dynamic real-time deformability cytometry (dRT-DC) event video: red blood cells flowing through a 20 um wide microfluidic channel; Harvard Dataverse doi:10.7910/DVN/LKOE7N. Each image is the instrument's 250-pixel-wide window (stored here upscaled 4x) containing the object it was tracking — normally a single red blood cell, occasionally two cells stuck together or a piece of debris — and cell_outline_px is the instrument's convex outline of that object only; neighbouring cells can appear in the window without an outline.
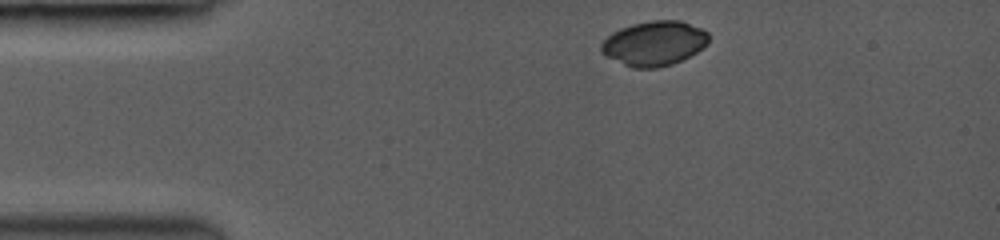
{"species": "common noctule bat (a hibernating species)", "species_latin": "Nyctalus noctula", "temperature_condition": "room temperature", "stored_images_in_passage": 14, "camera_frame_rate_fps": 3000, "um_per_image_px": 0.085, "animal": {"sex": "female", "body_mass_g": 19.0, "forearm_length_mm": 53.3}, "frame": {"image": 1, "passage_image": 1, "time_ms": 0.0, "image_size_px": [1000, 240], "cell_outline_px": [[708, 44], [704, 48], [672, 64], [656, 68], [632, 68], [600, 52], [600, 44], [612, 32], [620, 28], [632, 24], [652, 20], [680, 20], [700, 28], [708, 32]], "centroid_in_image_um": [55.61, 3.68], "position_along_channel_um": 29.4, "area_um2": 27.86}}
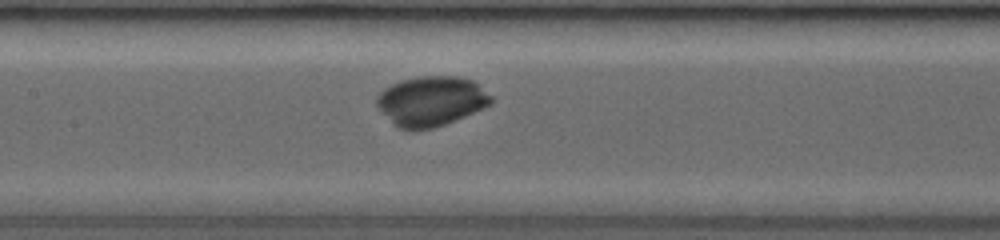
{"frame": {"image": 2, "passage_image": 10, "time_ms": 4.667, "image_size_px": [1000, 240], "cell_outline_px": [[492, 104], [464, 116], [444, 124], [432, 128], [416, 132], [400, 128], [392, 124], [376, 104], [376, 96], [384, 88], [400, 80], [416, 76], [460, 76], [472, 80], [480, 84], [492, 96]], "centroid_in_image_um": [36.64, 8.59], "position_along_channel_um": 170.8, "area_um2": 33.52}}
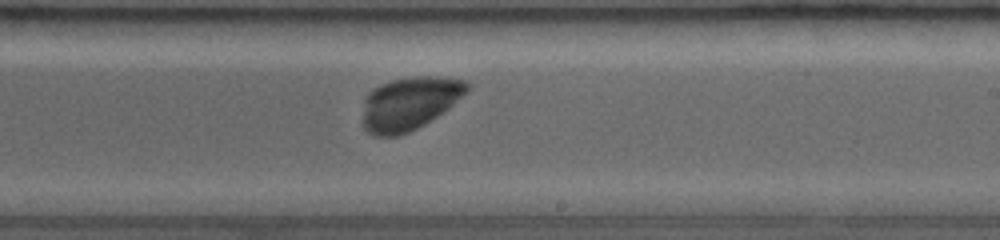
{"frame": {"image": 3, "passage_image": 14, "time_ms": 6.667, "image_size_px": [1000, 240], "cell_outline_px": [[472, 88], [468, 92], [444, 112], [424, 124], [400, 136], [376, 136], [368, 132], [364, 128], [364, 100], [368, 92], [372, 88], [380, 84], [392, 80], [416, 76], [436, 76], [468, 80], [472, 84]], "centroid_in_image_um": [34.86, 8.76], "position_along_channel_um": 254.1, "area_um2": 32.6}}